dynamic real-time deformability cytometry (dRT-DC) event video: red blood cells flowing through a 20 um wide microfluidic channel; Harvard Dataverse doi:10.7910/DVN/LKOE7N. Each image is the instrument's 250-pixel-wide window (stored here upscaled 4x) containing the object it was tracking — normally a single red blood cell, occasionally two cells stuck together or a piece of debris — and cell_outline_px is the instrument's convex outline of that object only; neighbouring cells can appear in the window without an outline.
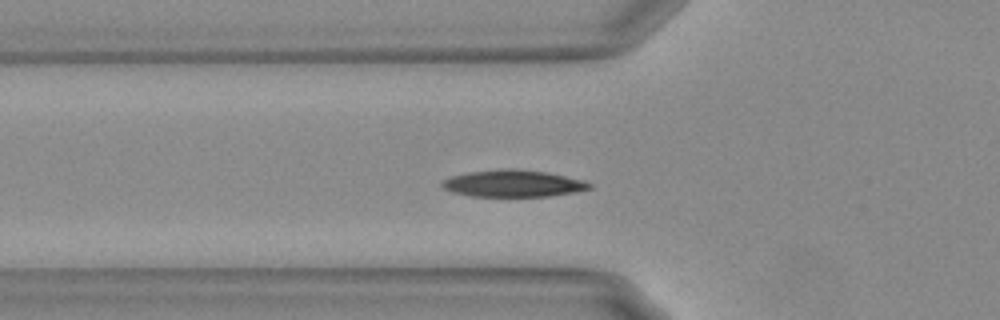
{"species": "Egyptian fruit bat (a non-hibernating species)", "species_latin": "Rousettus aegyptiacus", "temperature_condition": "warm", "stored_images_in_passage": 39, "camera_frame_rate_fps": 3000, "um_per_image_px": 0.085, "animal": {"sex": "female"}, "frame": {"image": 1, "passage_image": 2, "time_ms": 0.333, "image_size_px": [1000, 320], "cell_outline_px": [[592, 188], [572, 192], [548, 196], [472, 196], [452, 192], [444, 188], [440, 184], [444, 180], [452, 176], [468, 172], [500, 168], [516, 168], [548, 172], [584, 180], [592, 184]], "centroid_in_image_um": [43.62, 15.58], "position_along_channel_um": 82.2, "area_um2": 23.12}}
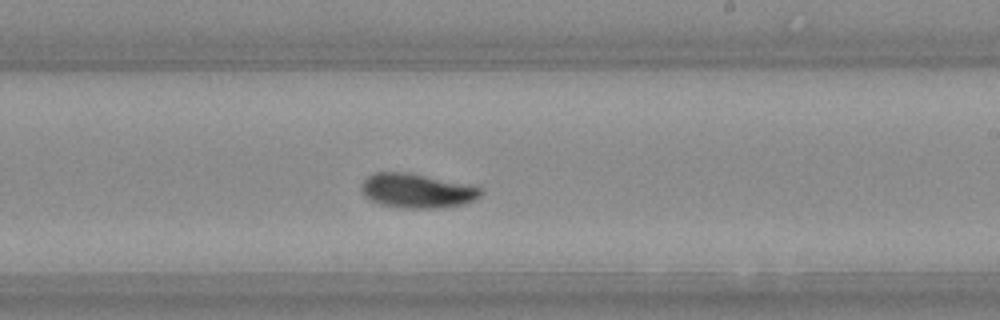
{"frame": {"image": 2, "passage_image": 16, "time_ms": 5.0, "image_size_px": [1000, 320], "cell_outline_px": [[484, 192], [476, 200], [464, 204], [440, 208], [400, 208], [380, 204], [364, 196], [360, 192], [360, 184], [368, 176], [376, 172], [408, 172], [480, 188]], "centroid_in_image_um": [35.39, 16.23], "position_along_channel_um": 253.6, "area_um2": 23.81}}
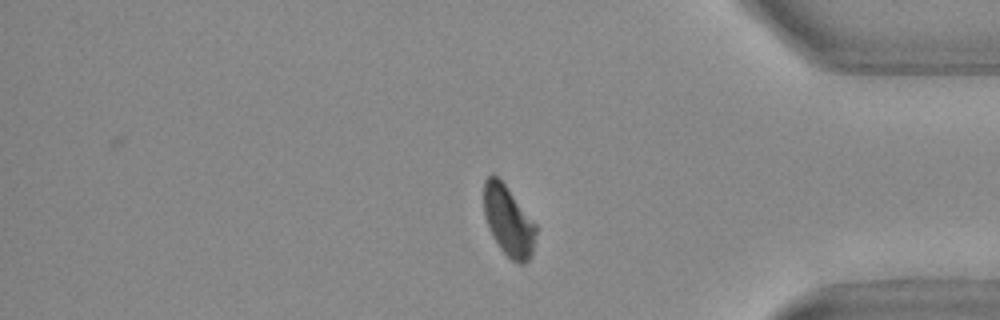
{"frame": {"image": 3, "passage_image": 29, "time_ms": 9.333, "image_size_px": [1000, 320], "cell_outline_px": [[536, 232], [532, 256], [524, 264], [516, 264], [500, 248], [492, 236], [488, 228], [484, 216], [484, 180], [488, 176], [496, 176], [504, 184], [536, 224]], "centroid_in_image_um": [43.21, 18.83], "position_along_channel_um": 392.0, "area_um2": 21.15}, "authors_computed_cell_mechanics": {"area_um2": 22.831, "velocity_mm_per_s": 3.6783, "shape_relaxation_time_tau1_ms": 4.2517, "shape_relaxation_time_tau2_ms": null, "deformation_change_tau1": 0.1543, "deformation_change_tau2": null}}